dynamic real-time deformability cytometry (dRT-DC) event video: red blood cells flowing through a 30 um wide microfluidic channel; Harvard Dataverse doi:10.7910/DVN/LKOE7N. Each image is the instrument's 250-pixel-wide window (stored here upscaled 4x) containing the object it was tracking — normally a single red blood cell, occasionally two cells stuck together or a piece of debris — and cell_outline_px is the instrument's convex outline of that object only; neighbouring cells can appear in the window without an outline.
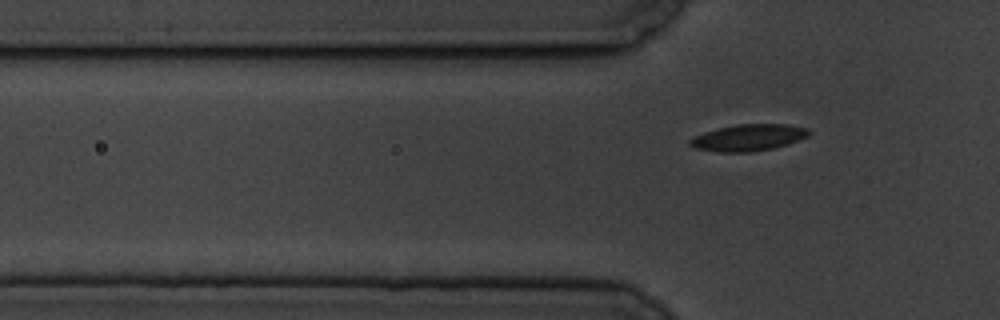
{"species": "common noctule bat (a hibernating species)", "species_latin": "Nyctalus noctula", "temperature_condition": "cold", "stored_images_in_passage": 7, "camera_frame_rate_fps": 3000, "um_per_image_px": 0.085, "animal": {"sex": "male", "body_mass_g": 19.5, "forearm_length_mm": 54.6}, "frame": {"image": 1, "passage_image": 7, "time_ms": 7.667, "image_size_px": [1000, 320], "cell_outline_px": [[812, 132], [808, 136], [788, 144], [772, 148], [752, 152], [720, 152], [696, 148], [688, 144], [688, 140], [704, 132], [736, 124], [788, 124], [808, 128]], "centroid_in_image_um": [63.65, 11.69], "position_along_channel_um": 62.2, "area_um2": 18.38}}